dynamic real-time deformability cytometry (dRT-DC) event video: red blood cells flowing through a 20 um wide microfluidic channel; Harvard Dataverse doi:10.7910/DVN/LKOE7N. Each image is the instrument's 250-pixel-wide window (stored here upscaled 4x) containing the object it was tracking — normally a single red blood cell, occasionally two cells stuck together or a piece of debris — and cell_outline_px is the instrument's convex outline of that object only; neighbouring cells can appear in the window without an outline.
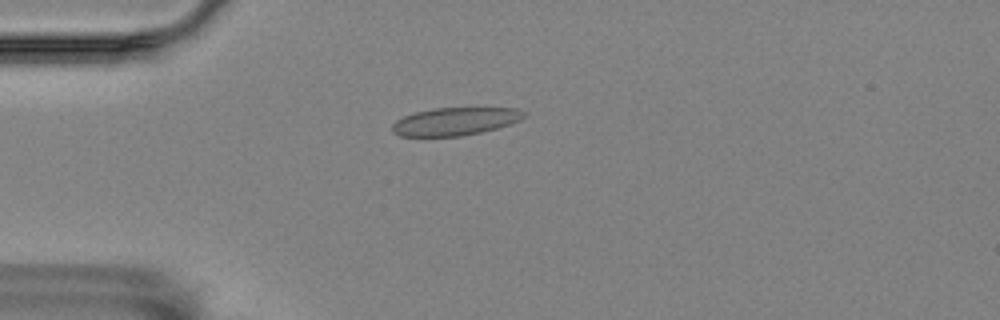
{"species": "Egyptian fruit bat (a non-hibernating species)", "species_latin": "Rousettus aegyptiacus", "temperature_condition": "room temperature", "stored_images_in_passage": 55, "camera_frame_rate_fps": 3000, "um_per_image_px": 0.085, "animal": {"sex": "female"}, "frame": {"image": 1, "passage_image": 13, "time_ms": 4.0, "image_size_px": [1000, 320], "cell_outline_px": [[528, 112], [520, 120], [496, 128], [480, 132], [460, 136], [400, 136], [392, 132], [392, 124], [396, 120], [404, 116], [416, 112], [432, 108], [516, 108]], "centroid_in_image_um": [38.67, 10.31], "position_along_channel_um": 46.3, "area_um2": 21.27}}
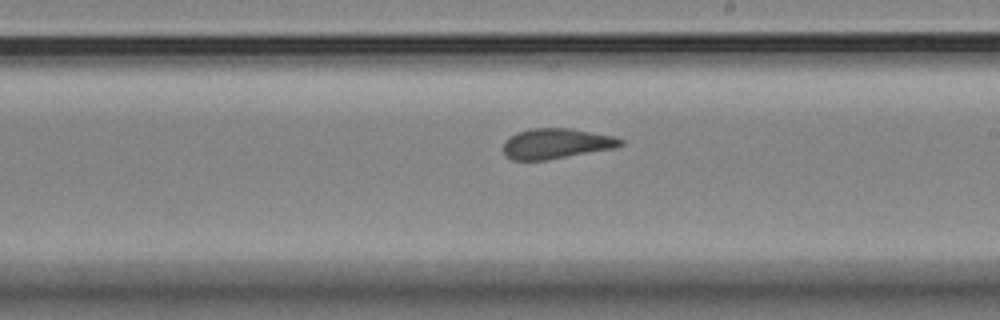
{"frame": {"image": 2, "passage_image": 31, "time_ms": 10.0, "image_size_px": [1000, 320], "cell_outline_px": [[624, 144], [616, 148], [544, 160], [512, 160], [504, 156], [504, 140], [516, 132], [532, 128], [572, 128], [612, 136], [624, 140]], "centroid_in_image_um": [47.26, 12.2], "position_along_channel_um": 241.7, "area_um2": 20.75}}
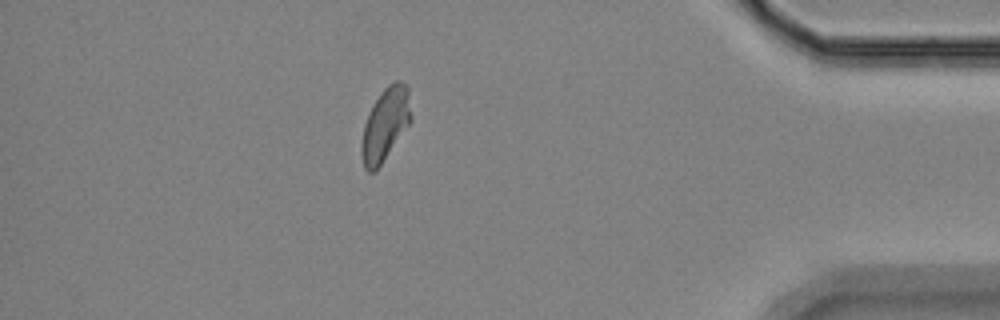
{"frame": {"image": 3, "passage_image": 48, "time_ms": 15.667, "image_size_px": [1000, 320], "cell_outline_px": [[412, 120], [380, 164], [372, 172], [368, 172], [364, 168], [360, 152], [360, 144], [364, 124], [376, 100], [384, 88], [388, 84], [396, 80], [400, 80], [408, 88], [412, 116]], "centroid_in_image_um": [32.74, 10.56], "position_along_channel_um": 402.5, "area_um2": 20.69}, "authors_computed_cell_mechanics": {"area_um2": 21.1548, "velocity_mm_per_s": 3.5255, "shape_relaxation_time_tau1_ms": null, "shape_relaxation_time_tau2_ms": 1.3642, "deformation_change_tau1": null, "deformation_change_tau2": 0.0673}}